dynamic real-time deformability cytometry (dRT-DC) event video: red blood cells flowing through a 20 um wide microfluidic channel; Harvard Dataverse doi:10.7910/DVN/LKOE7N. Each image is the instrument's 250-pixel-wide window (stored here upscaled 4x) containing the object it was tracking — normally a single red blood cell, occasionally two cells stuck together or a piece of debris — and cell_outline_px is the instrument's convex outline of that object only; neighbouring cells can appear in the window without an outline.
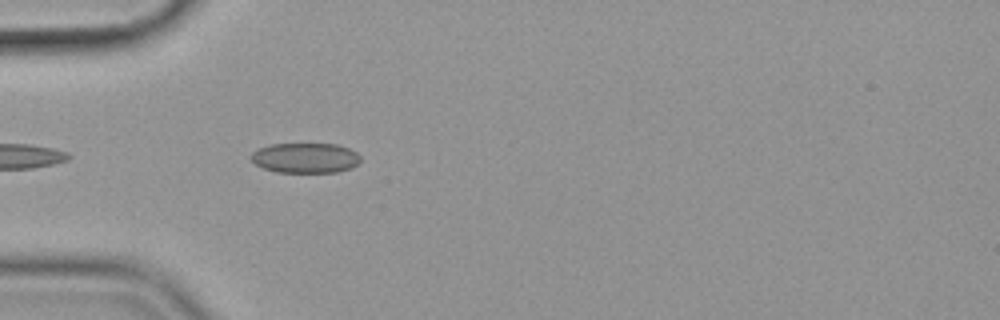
{"species": "common noctule bat (a hibernating species)", "species_latin": "Nyctalus noctula", "temperature_condition": "cold", "stored_images_in_passage": 6, "camera_frame_rate_fps": 3000, "um_per_image_px": 0.085, "animal": {"sex": "female", "body_mass_g": 19.9}, "frame": {"image": 1, "passage_image": 3, "time_ms": 0.667, "image_size_px": [1000, 320], "cell_outline_px": [[360, 160], [352, 168], [336, 172], [276, 172], [264, 168], [256, 164], [248, 156], [252, 152], [260, 148], [272, 144], [336, 144], [348, 148], [356, 152], [360, 156]], "centroid_in_image_um": [25.95, 13.42], "position_along_channel_um": 59.1, "area_um2": 19.13}}